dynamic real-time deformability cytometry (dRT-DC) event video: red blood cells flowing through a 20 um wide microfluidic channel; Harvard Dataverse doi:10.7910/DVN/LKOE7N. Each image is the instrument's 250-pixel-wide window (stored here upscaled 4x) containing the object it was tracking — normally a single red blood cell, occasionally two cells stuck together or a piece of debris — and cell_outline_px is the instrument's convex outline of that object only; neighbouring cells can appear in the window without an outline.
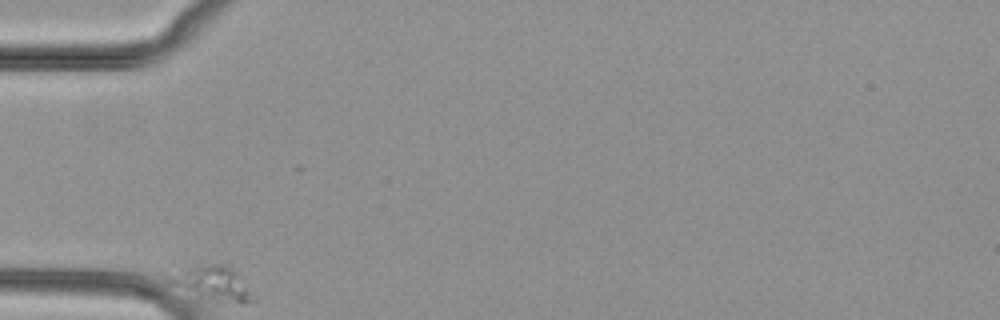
{"species": "common noctule bat (a hibernating species)", "species_latin": "Nyctalus noctula", "temperature_condition": "cold", "stored_images_in_passage": 43, "camera_frame_rate_fps": 3000, "um_per_image_px": 0.085, "animal": {"sex": "female", "body_mass_g": 29.2, "forearm_length_mm": 56.3}, "frame": {"image": 1, "passage_image": 1, "time_ms": 0.0, "image_size_px": [1000, 320], "cell_outline_px": [[252, 300], [244, 304], [212, 304], [196, 300], [176, 284], [172, 280], [184, 268], [196, 264], [224, 264], [232, 268], [236, 272], [248, 292]], "centroid_in_image_um": [18.1, 24.17], "position_along_channel_um": 66.9, "area_um2": 16.59}}
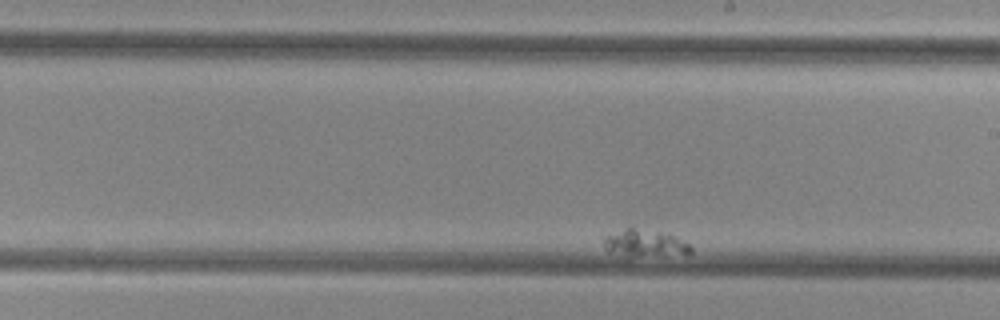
{"frame": {"image": 2, "passage_image": 25, "time_ms": 8.0, "image_size_px": [1000, 320], "cell_outline_px": [[692, 252], [632, 256], [628, 256], [608, 252], [604, 248], [604, 236], [624, 228], [632, 228], [660, 232], [672, 236], [688, 244], [692, 248]], "centroid_in_image_um": [54.69, 20.66], "position_along_channel_um": 234.3, "area_um2": 13.06}}
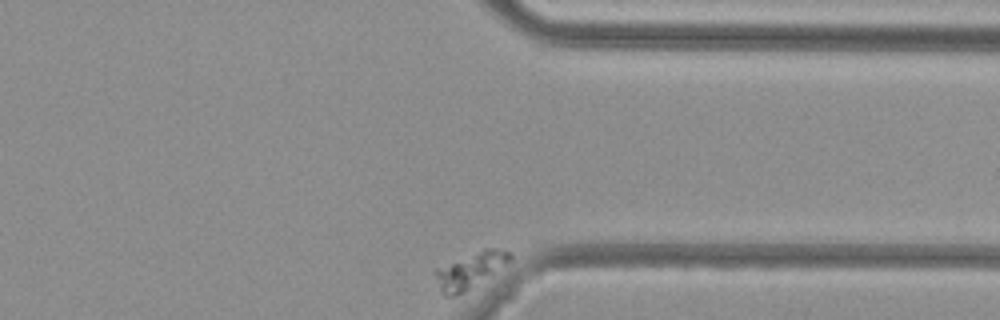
{"frame": {"image": 3, "passage_image": 43, "time_ms": 14.0, "image_size_px": [1000, 320], "cell_outline_px": [[512, 260], [464, 292], [456, 296], [444, 296], [440, 292], [432, 272], [436, 268], [484, 248], [496, 248], [512, 252]], "centroid_in_image_um": [39.92, 22.98], "position_along_channel_um": 371.5, "area_um2": 15.49}}